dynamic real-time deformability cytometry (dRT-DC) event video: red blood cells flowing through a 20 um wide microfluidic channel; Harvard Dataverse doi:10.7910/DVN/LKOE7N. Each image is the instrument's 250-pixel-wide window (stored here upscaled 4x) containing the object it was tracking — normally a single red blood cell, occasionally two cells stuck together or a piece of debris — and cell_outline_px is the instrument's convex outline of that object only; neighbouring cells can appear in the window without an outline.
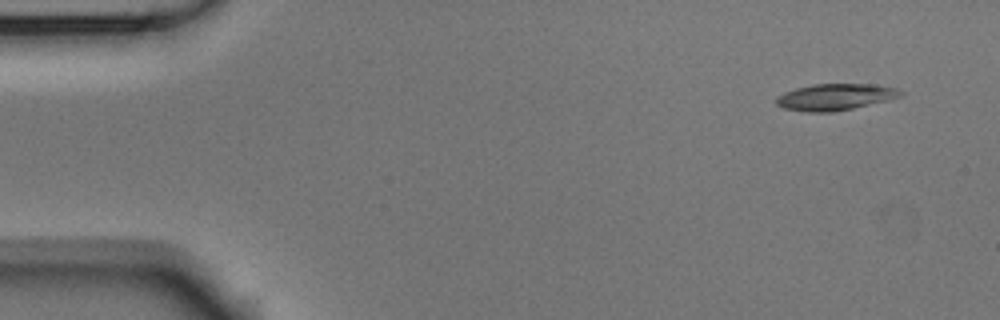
{"species": "Egyptian fruit bat (a non-hibernating species)", "species_latin": "Rousettus aegyptiacus", "temperature_condition": "room temperature", "stored_images_in_passage": 4, "camera_frame_rate_fps": 3000, "um_per_image_px": 0.085, "animal": {"sex": "male"}, "frame": {"image": 1, "passage_image": 1, "time_ms": 0.0, "image_size_px": [1000, 320], "cell_outline_px": [[904, 92], [900, 96], [888, 100], [852, 108], [832, 112], [804, 112], [784, 108], [776, 104], [776, 96], [784, 92], [796, 88], [812, 84], [872, 84], [896, 88]], "centroid_in_image_um": [70.95, 8.24], "position_along_channel_um": 14.0, "area_um2": 19.13}}
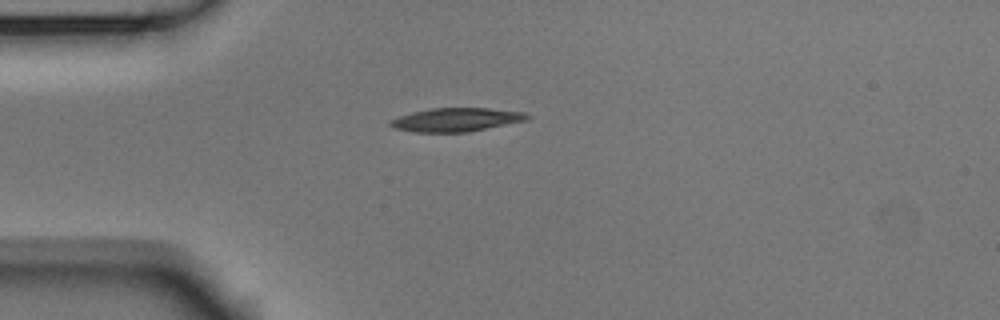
{"frame": {"image": 2, "passage_image": 4, "time_ms": 1.0, "image_size_px": [1000, 320], "cell_outline_px": [[532, 116], [528, 120], [468, 132], [416, 132], [392, 128], [388, 124], [388, 120], [412, 112], [432, 108], [488, 108], [524, 112]], "centroid_in_image_um": [38.77, 10.17], "position_along_channel_um": 46.2, "area_um2": 18.9}}